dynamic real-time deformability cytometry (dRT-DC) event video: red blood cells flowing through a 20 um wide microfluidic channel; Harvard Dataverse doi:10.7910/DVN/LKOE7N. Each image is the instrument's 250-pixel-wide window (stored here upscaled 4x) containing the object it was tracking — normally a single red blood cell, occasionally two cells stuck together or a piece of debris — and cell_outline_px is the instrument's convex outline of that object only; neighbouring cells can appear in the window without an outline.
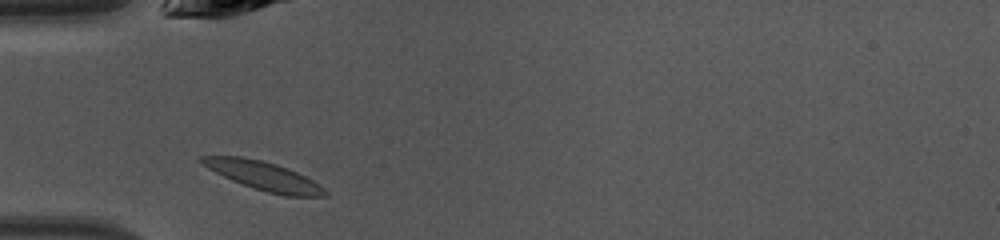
{"species": "common noctule bat (a hibernating species)", "species_latin": "Nyctalus noctula", "temperature_condition": "warm", "stored_images_in_passage": 34, "camera_frame_rate_fps": 3000, "um_per_image_px": 0.085, "animal": {"sex": "female", "body_mass_g": 10.0, "forearm_length_mm": 53.1}, "frame": {"image": 1, "passage_image": 2, "time_ms": 0.333, "image_size_px": [1000, 240], "cell_outline_px": [[328, 196], [288, 196], [268, 192], [232, 180], [208, 168], [196, 160], [200, 156], [240, 156], [260, 160], [276, 164], [288, 168], [312, 180], [324, 188], [328, 192]], "centroid_in_image_um": [22.4, 14.94], "position_along_channel_um": 62.6, "area_um2": 20.23}}
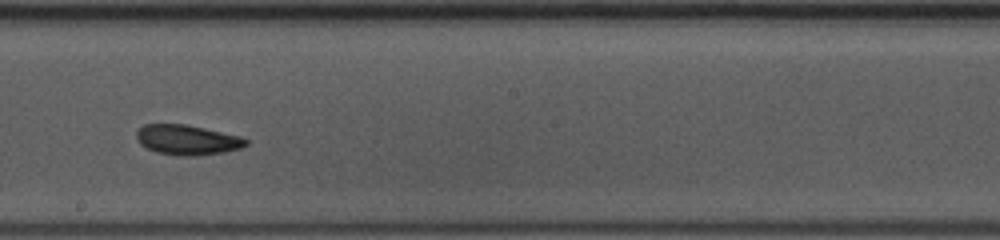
{"frame": {"image": 2, "passage_image": 14, "time_ms": 4.333, "image_size_px": [1000, 240], "cell_outline_px": [[248, 144], [240, 148], [224, 152], [192, 156], [176, 156], [156, 152], [140, 144], [136, 140], [136, 132], [144, 124], [184, 124], [204, 128], [240, 136], [248, 140]], "centroid_in_image_um": [15.89, 11.89], "position_along_channel_um": 232.3, "area_um2": 19.13}}
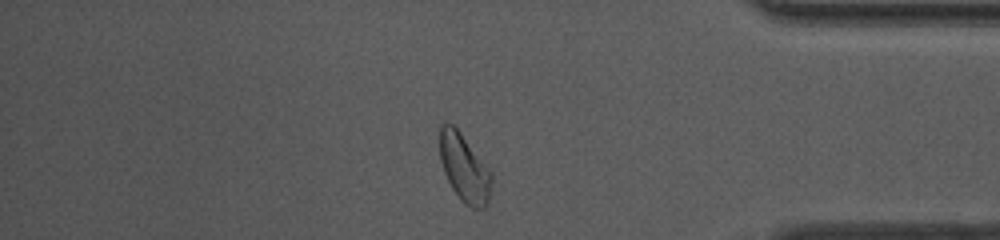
{"frame": {"image": 3, "passage_image": 27, "time_ms": 8.667, "image_size_px": [1000, 240], "cell_outline_px": [[492, 180], [488, 200], [484, 208], [472, 208], [464, 204], [460, 200], [452, 188], [444, 172], [440, 160], [440, 124], [444, 120], [452, 124], [460, 132], [492, 172]], "centroid_in_image_um": [39.45, 14.26], "position_along_channel_um": 395.7, "area_um2": 20.46}, "authors_computed_cell_mechanics": {"area_um2": 19.3341, "velocity_mm_per_s": 4.2826, "shape_relaxation_time_tau1_ms": null, "shape_relaxation_time_tau2_ms": 3.0396, "deformation_change_tau1": null, "deformation_change_tau2": 0.1025}}